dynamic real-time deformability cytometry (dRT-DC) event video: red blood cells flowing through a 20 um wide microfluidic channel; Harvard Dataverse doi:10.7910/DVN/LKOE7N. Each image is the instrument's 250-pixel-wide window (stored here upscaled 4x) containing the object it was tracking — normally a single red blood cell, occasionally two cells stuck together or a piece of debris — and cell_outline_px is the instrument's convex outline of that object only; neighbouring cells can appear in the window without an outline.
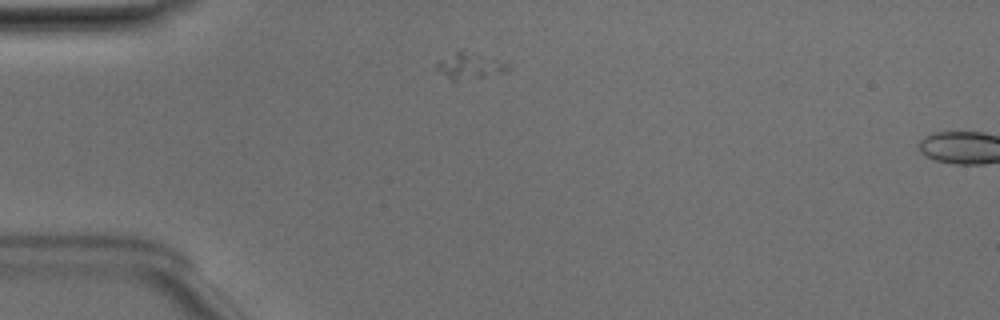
{"species": "Egyptian fruit bat (a non-hibernating species)", "species_latin": "Rousettus aegyptiacus", "temperature_condition": "room temperature", "stored_images_in_passage": 3, "camera_frame_rate_fps": 3000, "um_per_image_px": 0.085, "animal": {"sex": "male"}, "frame": {"image": 1, "passage_image": 2, "time_ms": 0.333, "image_size_px": [1000, 320], "cell_outline_px": [[512, 64], [504, 72], [484, 76], [452, 80], [436, 68], [436, 60], [460, 48]], "centroid_in_image_um": [39.9, 5.53], "position_along_channel_um": 45.1, "area_um2": 10.81}}